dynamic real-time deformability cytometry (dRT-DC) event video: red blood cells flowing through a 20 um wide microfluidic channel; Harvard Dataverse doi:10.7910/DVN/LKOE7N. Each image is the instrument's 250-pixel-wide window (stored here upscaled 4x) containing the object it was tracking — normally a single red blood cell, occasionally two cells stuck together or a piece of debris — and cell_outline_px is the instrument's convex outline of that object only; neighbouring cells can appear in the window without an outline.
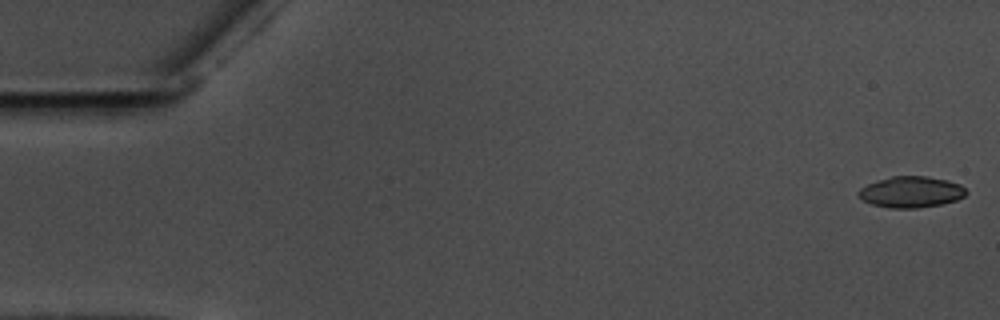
{"species": "common noctule bat (a hibernating species)", "species_latin": "Nyctalus noctula", "temperature_condition": "warm", "stored_images_in_passage": 57, "camera_frame_rate_fps": 3000, "um_per_image_px": 0.085, "animal": {"sex": "male", "body_mass_g": 17.5, "forearm_length_mm": 52.3}, "frame": {"image": 1, "passage_image": 1, "time_ms": 0.0, "image_size_px": [1000, 320], "cell_outline_px": [[968, 192], [964, 196], [956, 200], [940, 204], [916, 208], [888, 208], [872, 204], [864, 200], [856, 192], [860, 188], [868, 184], [892, 176], [928, 176], [948, 180], [960, 184]], "centroid_in_image_um": [77.46, 16.31], "position_along_channel_um": 7.5, "area_um2": 19.42}}
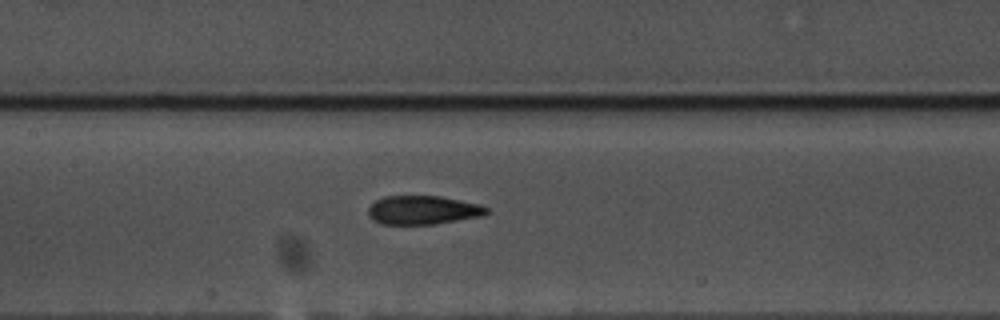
{"frame": {"image": 2, "passage_image": 27, "time_ms": 8.667, "image_size_px": [1000, 320], "cell_outline_px": [[492, 212], [484, 216], [436, 224], [380, 224], [372, 220], [368, 216], [368, 208], [376, 200], [384, 196], [440, 196], [480, 204], [488, 208]], "centroid_in_image_um": [35.98, 17.86], "position_along_channel_um": 171.4, "area_um2": 20.11}}
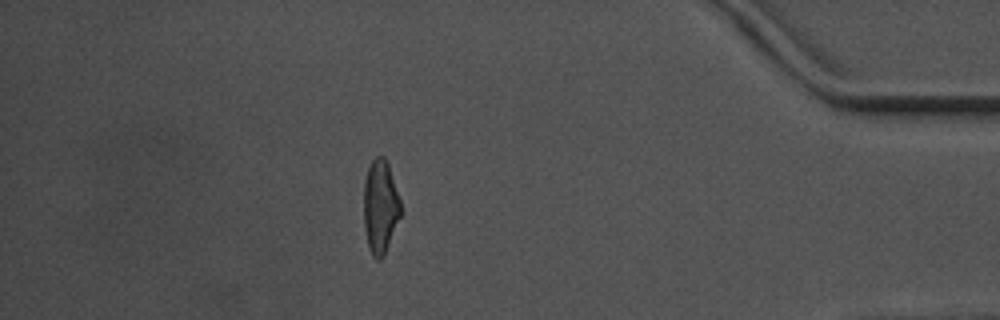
{"frame": {"image": 3, "passage_image": 50, "time_ms": 16.333, "image_size_px": [1000, 320], "cell_outline_px": [[400, 216], [384, 256], [380, 260], [376, 260], [372, 256], [368, 244], [364, 228], [364, 180], [368, 168], [372, 160], [376, 156], [384, 156], [388, 164], [400, 200]], "centroid_in_image_um": [32.31, 17.57], "position_along_channel_um": 402.9, "area_um2": 20.0}, "authors_computed_cell_mechanics": {"area_um2": 20.2878, "velocity_mm_per_s": 3.5921, "shape_relaxation_time_tau1_ms": 5.1598, "shape_relaxation_time_tau2_ms": 1.6811, "deformation_change_tau1": 0.1594, "deformation_change_tau2": 0.0874}}